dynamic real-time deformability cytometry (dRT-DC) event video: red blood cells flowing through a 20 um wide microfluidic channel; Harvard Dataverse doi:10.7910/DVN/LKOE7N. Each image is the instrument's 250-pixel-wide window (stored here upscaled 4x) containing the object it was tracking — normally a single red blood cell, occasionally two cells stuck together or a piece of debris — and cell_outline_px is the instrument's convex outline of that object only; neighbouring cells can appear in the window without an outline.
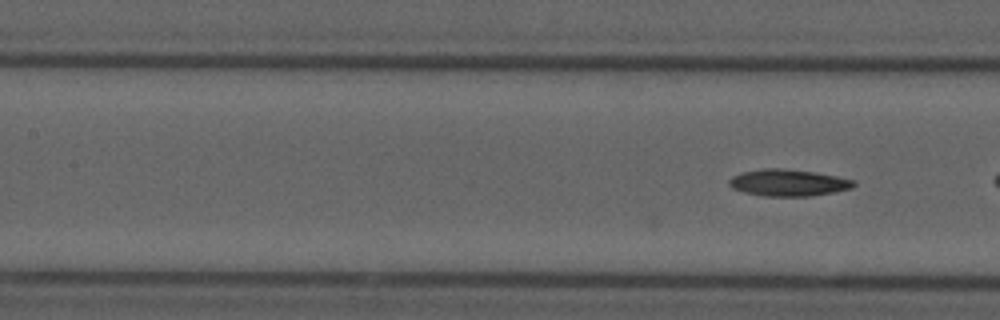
{"species": "common noctule bat (a hibernating species)", "species_latin": "Nyctalus noctula", "temperature_condition": "cold", "stored_images_in_passage": 6, "camera_frame_rate_fps": 3000, "um_per_image_px": 0.085, "animal": {"sex": "male", "forearm_length_mm": 52.5}, "frame": {"image": 1, "passage_image": 6, "time_ms": 1.667, "image_size_px": [1000, 320], "cell_outline_px": [[856, 184], [852, 188], [812, 196], [768, 196], [744, 192], [732, 188], [728, 184], [728, 180], [732, 176], [744, 172], [764, 168], [780, 168], [812, 172], [836, 176], [856, 180]], "centroid_in_image_um": [67.01, 15.53], "position_along_channel_um": 140.4, "area_um2": 19.25}}